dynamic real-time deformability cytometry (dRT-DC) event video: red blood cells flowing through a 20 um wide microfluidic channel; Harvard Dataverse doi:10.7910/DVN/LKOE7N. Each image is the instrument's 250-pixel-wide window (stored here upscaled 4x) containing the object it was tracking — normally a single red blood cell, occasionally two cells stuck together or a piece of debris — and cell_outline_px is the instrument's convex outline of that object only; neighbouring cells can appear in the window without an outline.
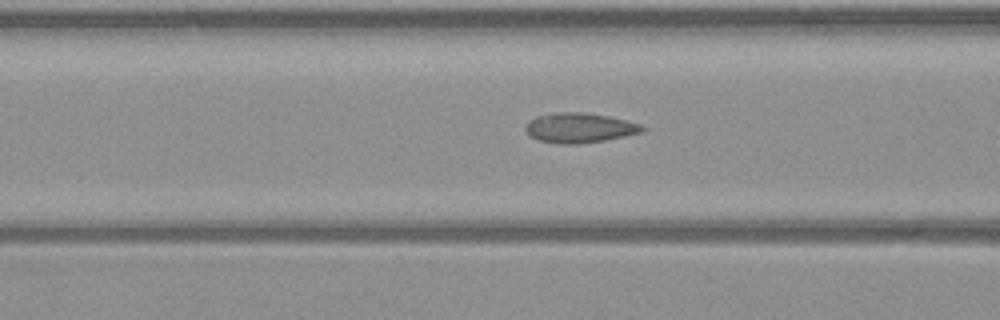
{"species": "common noctule bat (a hibernating species)", "species_latin": "Nyctalus noctula", "temperature_condition": "warm", "stored_images_in_passage": 16, "camera_frame_rate_fps": 3000, "um_per_image_px": 0.085, "animal": {"sex": "male", "body_mass_g": 23.1, "forearm_length_mm": 52.7}, "frame": {"image": 1, "passage_image": 14, "time_ms": 4.333, "image_size_px": [1000, 320], "cell_outline_px": [[644, 128], [640, 132], [624, 136], [604, 140], [576, 144], [560, 144], [540, 140], [532, 136], [524, 128], [528, 120], [536, 116], [552, 112], [580, 112], [608, 116], [640, 124]], "centroid_in_image_um": [49.2, 10.85], "position_along_channel_um": 117.4, "area_um2": 20.0}}